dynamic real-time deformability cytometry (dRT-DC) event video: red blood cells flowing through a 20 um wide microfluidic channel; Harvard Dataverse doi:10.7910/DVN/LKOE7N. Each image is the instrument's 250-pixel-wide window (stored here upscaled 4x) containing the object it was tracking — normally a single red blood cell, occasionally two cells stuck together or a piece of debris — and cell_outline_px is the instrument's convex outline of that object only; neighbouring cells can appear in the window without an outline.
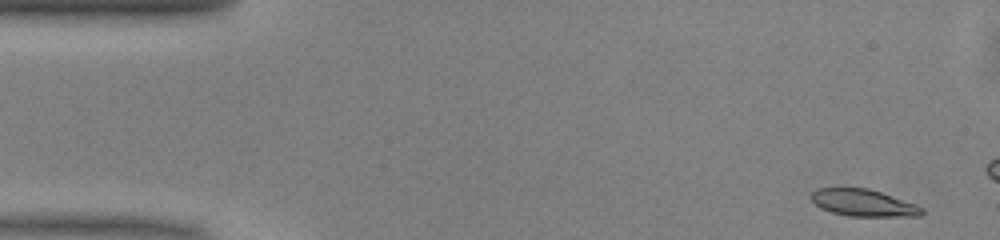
{"species": "common noctule bat (a hibernating species)", "species_latin": "Nyctalus noctula", "temperature_condition": "warm", "stored_images_in_passage": 12, "camera_frame_rate_fps": 3000, "um_per_image_px": 0.085, "animal": {"sex": "male", "body_mass_g": 13.0, "forearm_length_mm": 53.1}, "frame": {"image": 1, "passage_image": 1, "time_ms": 0.0, "image_size_px": [1000, 240], "cell_outline_px": [[924, 212], [920, 216], [848, 216], [832, 212], [820, 208], [808, 196], [816, 188], [868, 188], [916, 204], [924, 208]], "centroid_in_image_um": [73.37, 17.24], "position_along_channel_um": 11.6, "area_um2": 17.4}}